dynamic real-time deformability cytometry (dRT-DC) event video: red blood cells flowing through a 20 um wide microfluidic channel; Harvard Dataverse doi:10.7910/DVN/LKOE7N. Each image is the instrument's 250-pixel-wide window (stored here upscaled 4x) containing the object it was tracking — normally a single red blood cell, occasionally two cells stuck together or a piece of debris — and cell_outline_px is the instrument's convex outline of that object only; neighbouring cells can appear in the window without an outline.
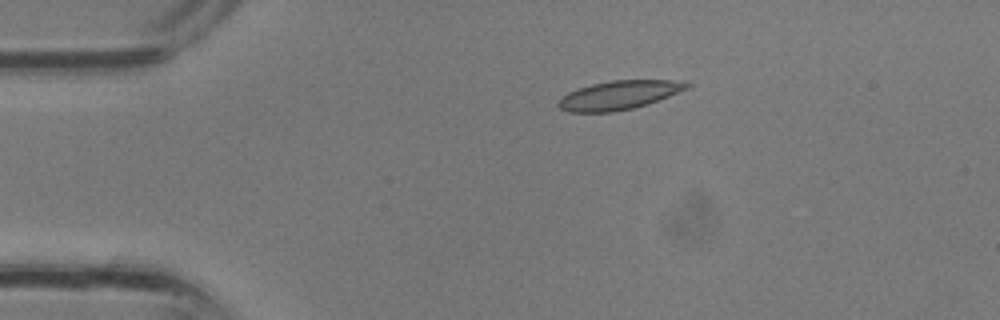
{"species": "common noctule bat (a hibernating species)", "species_latin": "Nyctalus noctula", "temperature_condition": "room temperature", "stored_images_in_passage": 27, "camera_frame_rate_fps": 3000, "um_per_image_px": 0.085, "animal": {"sex": "male", "body_mass_g": 13.3}, "frame": {"image": 1, "passage_image": 1, "time_ms": 0.0, "image_size_px": [1000, 320], "cell_outline_px": [[692, 84], [688, 88], [648, 104], [632, 108], [612, 112], [568, 112], [560, 108], [556, 104], [568, 92], [592, 84], [612, 80], [684, 80]], "centroid_in_image_um": [52.64, 8.08], "position_along_channel_um": 32.4, "area_um2": 21.44}}
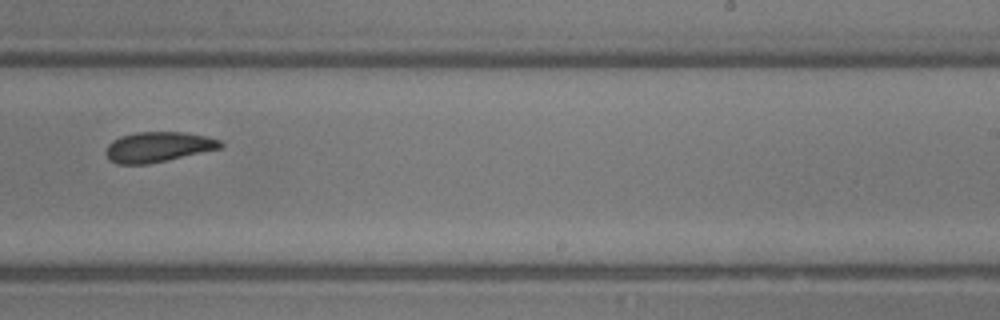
{"frame": {"image": 2, "passage_image": 15, "time_ms": 4.667, "image_size_px": [1000, 320], "cell_outline_px": [[224, 144], [220, 148], [148, 164], [116, 164], [108, 160], [104, 152], [108, 144], [112, 140], [120, 136], [136, 132], [184, 132], [208, 136], [220, 140]], "centroid_in_image_um": [13.39, 12.48], "position_along_channel_um": 275.6, "area_um2": 20.23}}
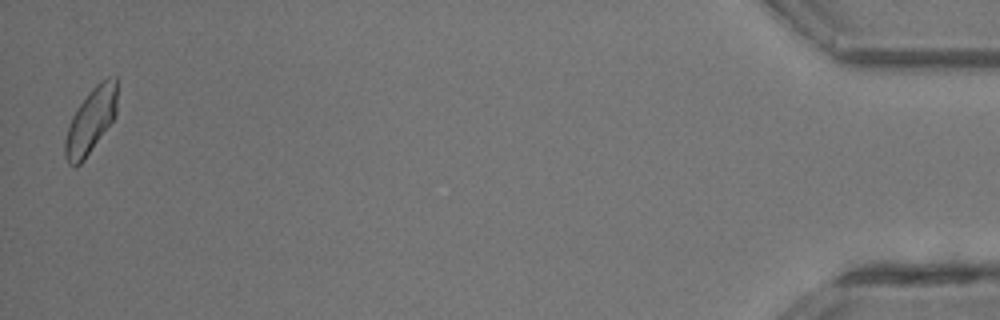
{"frame": {"image": 3, "passage_image": 27, "time_ms": 8.667, "image_size_px": [1000, 320], "cell_outline_px": [[116, 116], [84, 160], [76, 168], [68, 164], [64, 156], [64, 140], [72, 116], [88, 92], [100, 80], [108, 76], [116, 76]], "centroid_in_image_um": [7.7, 10.28], "position_along_channel_um": 427.5, "area_um2": 19.83}}